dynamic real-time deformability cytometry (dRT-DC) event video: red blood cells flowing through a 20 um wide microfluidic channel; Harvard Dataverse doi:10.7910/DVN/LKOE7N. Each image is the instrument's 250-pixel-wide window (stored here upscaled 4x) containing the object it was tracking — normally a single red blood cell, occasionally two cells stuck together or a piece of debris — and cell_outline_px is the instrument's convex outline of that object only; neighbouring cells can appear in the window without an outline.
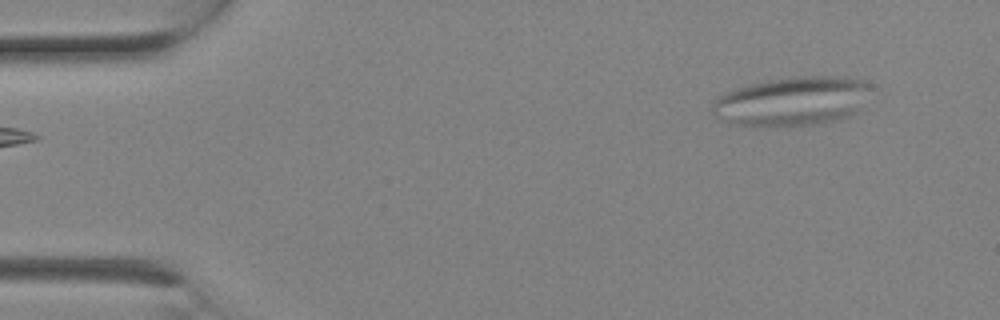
{"species": "Egyptian fruit bat (a non-hibernating species)", "species_latin": "Rousettus aegyptiacus", "temperature_condition": "room temperature", "stored_images_in_passage": 2, "camera_frame_rate_fps": 3000, "um_per_image_px": 0.085, "animal": {"sex": "female"}, "frame": {"image": 1, "passage_image": 2, "time_ms": 0.333, "image_size_px": [1000, 320], "cell_outline_px": [[872, 84], [856, 112], [848, 116], [836, 120], [820, 124], [796, 128], [760, 128], [728, 124], [716, 120], [712, 112], [712, 100], [724, 92], [736, 88], [768, 80], [792, 76], [848, 76], [864, 80]], "centroid_in_image_um": [67.24, 8.65], "position_along_channel_um": 17.8, "area_um2": 46.88}}